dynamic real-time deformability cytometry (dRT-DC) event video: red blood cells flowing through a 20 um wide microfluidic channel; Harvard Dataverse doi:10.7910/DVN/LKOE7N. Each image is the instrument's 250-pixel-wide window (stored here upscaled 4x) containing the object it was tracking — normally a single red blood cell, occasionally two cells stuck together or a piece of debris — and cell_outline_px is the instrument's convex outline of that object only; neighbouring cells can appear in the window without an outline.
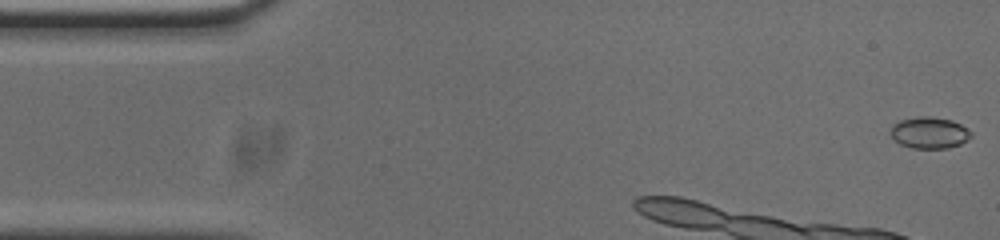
{"species": "common noctule bat (a hibernating species)", "species_latin": "Nyctalus noctula", "temperature_condition": "cold", "stored_images_in_passage": 8, "camera_frame_rate_fps": 3000, "um_per_image_px": 0.085, "animal": {"sex": "male", "body_mass_g": 20.0, "forearm_length_mm": 53.3}, "frame": {"image": 1, "passage_image": 1, "time_ms": 0.0, "image_size_px": [1000, 240], "cell_outline_px": [[972, 136], [960, 144], [948, 148], [912, 148], [900, 144], [888, 132], [892, 124], [900, 120], [916, 116], [932, 116], [952, 120], [960, 124], [972, 132]], "centroid_in_image_um": [78.97, 11.27], "position_along_channel_um": 6.0, "area_um2": 14.91}}